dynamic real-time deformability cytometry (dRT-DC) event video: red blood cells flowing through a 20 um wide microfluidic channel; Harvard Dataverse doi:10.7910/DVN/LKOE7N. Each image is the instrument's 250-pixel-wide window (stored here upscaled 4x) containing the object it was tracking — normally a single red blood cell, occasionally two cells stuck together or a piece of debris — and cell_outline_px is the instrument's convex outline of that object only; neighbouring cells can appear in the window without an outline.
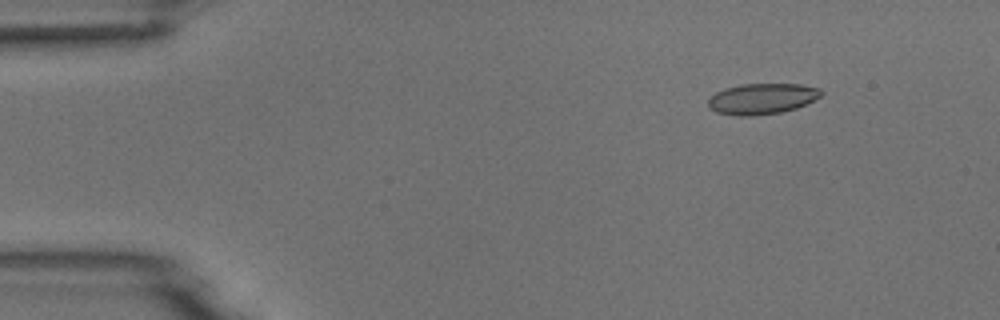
{"species": "common noctule bat (a hibernating species)", "species_latin": "Nyctalus noctula", "temperature_condition": "room temperature", "stored_images_in_passage": 6, "camera_frame_rate_fps": 3000, "um_per_image_px": 0.085, "animal": {"sex": "male", "body_mass_g": 18.8}, "frame": {"image": 1, "passage_image": 1, "time_ms": 0.0, "image_size_px": [1000, 320], "cell_outline_px": [[824, 92], [820, 96], [796, 108], [780, 112], [752, 116], [736, 116], [716, 112], [708, 104], [708, 100], [716, 92], [724, 88], [740, 84], [800, 84], [820, 88]], "centroid_in_image_um": [64.76, 8.38], "position_along_channel_um": 20.2, "area_um2": 20.17}}
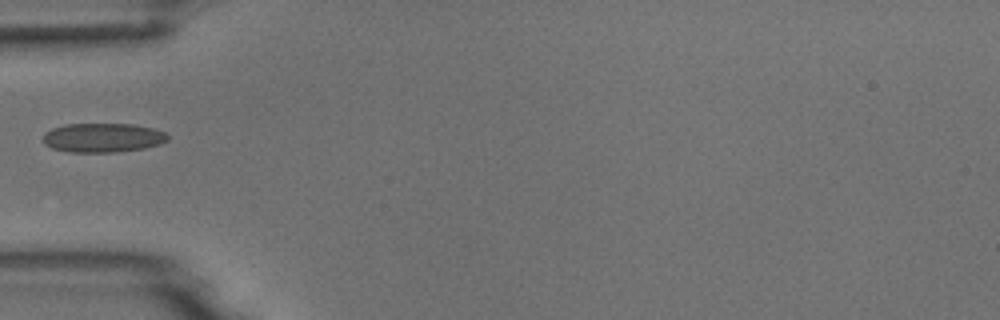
{"frame": {"image": 2, "passage_image": 4, "time_ms": 3.667, "image_size_px": [1000, 320], "cell_outline_px": [[168, 140], [160, 144], [144, 148], [116, 152], [68, 152], [52, 148], [44, 144], [44, 132], [52, 128], [64, 124], [132, 124], [152, 128], [164, 132], [168, 136]], "centroid_in_image_um": [8.72, 11.7], "position_along_channel_um": 76.3, "area_um2": 21.21}}